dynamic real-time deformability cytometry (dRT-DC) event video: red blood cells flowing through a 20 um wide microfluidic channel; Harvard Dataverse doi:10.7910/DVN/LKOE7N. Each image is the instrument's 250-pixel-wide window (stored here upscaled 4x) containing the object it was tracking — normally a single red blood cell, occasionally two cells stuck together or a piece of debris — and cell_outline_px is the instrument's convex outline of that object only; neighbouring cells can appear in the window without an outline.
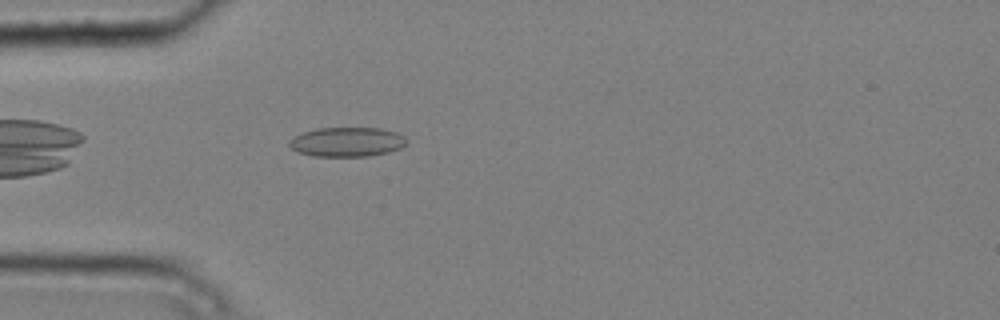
{"species": "common noctule bat (a hibernating species)", "species_latin": "Nyctalus noctula", "temperature_condition": "cold", "stored_images_in_passage": 5, "camera_frame_rate_fps": 3000, "um_per_image_px": 0.085, "animal": {"sex": "male", "body_mass_g": 20.4}, "frame": {"image": 1, "passage_image": 5, "time_ms": 1.333, "image_size_px": [1000, 320], "cell_outline_px": [[404, 144], [400, 148], [388, 152], [368, 156], [312, 156], [296, 152], [288, 144], [288, 140], [304, 132], [316, 128], [380, 128], [396, 132], [404, 136]], "centroid_in_image_um": [29.45, 12.06], "position_along_channel_um": 55.6, "area_um2": 20.0}}